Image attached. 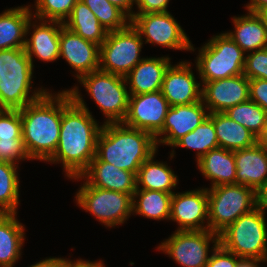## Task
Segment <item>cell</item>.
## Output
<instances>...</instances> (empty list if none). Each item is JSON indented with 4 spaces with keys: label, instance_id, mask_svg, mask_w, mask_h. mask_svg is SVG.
Listing matches in <instances>:
<instances>
[{
    "label": "cell",
    "instance_id": "cell-45",
    "mask_svg": "<svg viewBox=\"0 0 267 267\" xmlns=\"http://www.w3.org/2000/svg\"><path fill=\"white\" fill-rule=\"evenodd\" d=\"M29 267H64V258L49 257Z\"/></svg>",
    "mask_w": 267,
    "mask_h": 267
},
{
    "label": "cell",
    "instance_id": "cell-18",
    "mask_svg": "<svg viewBox=\"0 0 267 267\" xmlns=\"http://www.w3.org/2000/svg\"><path fill=\"white\" fill-rule=\"evenodd\" d=\"M60 53L75 70L77 80L88 73L99 70L100 46L83 39L64 25L60 31Z\"/></svg>",
    "mask_w": 267,
    "mask_h": 267
},
{
    "label": "cell",
    "instance_id": "cell-2",
    "mask_svg": "<svg viewBox=\"0 0 267 267\" xmlns=\"http://www.w3.org/2000/svg\"><path fill=\"white\" fill-rule=\"evenodd\" d=\"M22 139L31 160L48 161L59 143L62 120V92L47 91L20 109Z\"/></svg>",
    "mask_w": 267,
    "mask_h": 267
},
{
    "label": "cell",
    "instance_id": "cell-46",
    "mask_svg": "<svg viewBox=\"0 0 267 267\" xmlns=\"http://www.w3.org/2000/svg\"><path fill=\"white\" fill-rule=\"evenodd\" d=\"M248 12L259 13L263 8L267 7V0H250L246 6Z\"/></svg>",
    "mask_w": 267,
    "mask_h": 267
},
{
    "label": "cell",
    "instance_id": "cell-1",
    "mask_svg": "<svg viewBox=\"0 0 267 267\" xmlns=\"http://www.w3.org/2000/svg\"><path fill=\"white\" fill-rule=\"evenodd\" d=\"M79 93V87L62 91V120L59 143L47 161L62 163L68 178L79 176L96 156L99 126Z\"/></svg>",
    "mask_w": 267,
    "mask_h": 267
},
{
    "label": "cell",
    "instance_id": "cell-49",
    "mask_svg": "<svg viewBox=\"0 0 267 267\" xmlns=\"http://www.w3.org/2000/svg\"><path fill=\"white\" fill-rule=\"evenodd\" d=\"M258 15L262 18L264 24L267 27V7L263 8Z\"/></svg>",
    "mask_w": 267,
    "mask_h": 267
},
{
    "label": "cell",
    "instance_id": "cell-42",
    "mask_svg": "<svg viewBox=\"0 0 267 267\" xmlns=\"http://www.w3.org/2000/svg\"><path fill=\"white\" fill-rule=\"evenodd\" d=\"M256 208L265 215L267 210V183L255 191Z\"/></svg>",
    "mask_w": 267,
    "mask_h": 267
},
{
    "label": "cell",
    "instance_id": "cell-40",
    "mask_svg": "<svg viewBox=\"0 0 267 267\" xmlns=\"http://www.w3.org/2000/svg\"><path fill=\"white\" fill-rule=\"evenodd\" d=\"M249 100L258 104L267 112V80H249Z\"/></svg>",
    "mask_w": 267,
    "mask_h": 267
},
{
    "label": "cell",
    "instance_id": "cell-30",
    "mask_svg": "<svg viewBox=\"0 0 267 267\" xmlns=\"http://www.w3.org/2000/svg\"><path fill=\"white\" fill-rule=\"evenodd\" d=\"M172 195L163 191L136 189L133 194L132 213L153 220H169Z\"/></svg>",
    "mask_w": 267,
    "mask_h": 267
},
{
    "label": "cell",
    "instance_id": "cell-10",
    "mask_svg": "<svg viewBox=\"0 0 267 267\" xmlns=\"http://www.w3.org/2000/svg\"><path fill=\"white\" fill-rule=\"evenodd\" d=\"M82 185L75 197L78 206L106 227L119 226L133 215V197L130 194L101 189L86 182Z\"/></svg>",
    "mask_w": 267,
    "mask_h": 267
},
{
    "label": "cell",
    "instance_id": "cell-35",
    "mask_svg": "<svg viewBox=\"0 0 267 267\" xmlns=\"http://www.w3.org/2000/svg\"><path fill=\"white\" fill-rule=\"evenodd\" d=\"M33 19L64 23L78 0H35Z\"/></svg>",
    "mask_w": 267,
    "mask_h": 267
},
{
    "label": "cell",
    "instance_id": "cell-26",
    "mask_svg": "<svg viewBox=\"0 0 267 267\" xmlns=\"http://www.w3.org/2000/svg\"><path fill=\"white\" fill-rule=\"evenodd\" d=\"M16 213L0 214V267H13L21 257L25 228Z\"/></svg>",
    "mask_w": 267,
    "mask_h": 267
},
{
    "label": "cell",
    "instance_id": "cell-9",
    "mask_svg": "<svg viewBox=\"0 0 267 267\" xmlns=\"http://www.w3.org/2000/svg\"><path fill=\"white\" fill-rule=\"evenodd\" d=\"M143 39L131 23L124 29L109 31L100 46L99 70L125 77L143 59Z\"/></svg>",
    "mask_w": 267,
    "mask_h": 267
},
{
    "label": "cell",
    "instance_id": "cell-38",
    "mask_svg": "<svg viewBox=\"0 0 267 267\" xmlns=\"http://www.w3.org/2000/svg\"><path fill=\"white\" fill-rule=\"evenodd\" d=\"M30 160L23 139H0V162L18 166L21 160ZM17 163V164H16Z\"/></svg>",
    "mask_w": 267,
    "mask_h": 267
},
{
    "label": "cell",
    "instance_id": "cell-29",
    "mask_svg": "<svg viewBox=\"0 0 267 267\" xmlns=\"http://www.w3.org/2000/svg\"><path fill=\"white\" fill-rule=\"evenodd\" d=\"M64 26L83 39L93 42L98 46L102 45L108 33L100 24L96 15L82 0L76 2L71 15L64 22Z\"/></svg>",
    "mask_w": 267,
    "mask_h": 267
},
{
    "label": "cell",
    "instance_id": "cell-19",
    "mask_svg": "<svg viewBox=\"0 0 267 267\" xmlns=\"http://www.w3.org/2000/svg\"><path fill=\"white\" fill-rule=\"evenodd\" d=\"M71 179L84 181L91 186L130 194L133 197L137 189L136 174L119 169L103 161H91L89 166L79 175Z\"/></svg>",
    "mask_w": 267,
    "mask_h": 267
},
{
    "label": "cell",
    "instance_id": "cell-5",
    "mask_svg": "<svg viewBox=\"0 0 267 267\" xmlns=\"http://www.w3.org/2000/svg\"><path fill=\"white\" fill-rule=\"evenodd\" d=\"M266 227L265 215L254 208L219 234V244L240 258H256L267 262Z\"/></svg>",
    "mask_w": 267,
    "mask_h": 267
},
{
    "label": "cell",
    "instance_id": "cell-31",
    "mask_svg": "<svg viewBox=\"0 0 267 267\" xmlns=\"http://www.w3.org/2000/svg\"><path fill=\"white\" fill-rule=\"evenodd\" d=\"M173 147H184L194 149L195 151L197 150V161L208 151L218 148V139L213 124V113H210L195 130L189 132L178 140L172 148Z\"/></svg>",
    "mask_w": 267,
    "mask_h": 267
},
{
    "label": "cell",
    "instance_id": "cell-44",
    "mask_svg": "<svg viewBox=\"0 0 267 267\" xmlns=\"http://www.w3.org/2000/svg\"><path fill=\"white\" fill-rule=\"evenodd\" d=\"M64 267H105L104 263L100 261H85L83 259H79L77 261H70L66 258L64 259Z\"/></svg>",
    "mask_w": 267,
    "mask_h": 267
},
{
    "label": "cell",
    "instance_id": "cell-39",
    "mask_svg": "<svg viewBox=\"0 0 267 267\" xmlns=\"http://www.w3.org/2000/svg\"><path fill=\"white\" fill-rule=\"evenodd\" d=\"M212 254L206 267H237L240 257L225 250L220 244H213Z\"/></svg>",
    "mask_w": 267,
    "mask_h": 267
},
{
    "label": "cell",
    "instance_id": "cell-32",
    "mask_svg": "<svg viewBox=\"0 0 267 267\" xmlns=\"http://www.w3.org/2000/svg\"><path fill=\"white\" fill-rule=\"evenodd\" d=\"M18 166L0 162V213H16L19 205Z\"/></svg>",
    "mask_w": 267,
    "mask_h": 267
},
{
    "label": "cell",
    "instance_id": "cell-12",
    "mask_svg": "<svg viewBox=\"0 0 267 267\" xmlns=\"http://www.w3.org/2000/svg\"><path fill=\"white\" fill-rule=\"evenodd\" d=\"M145 43L165 48L194 51V47L174 16L168 12L133 14L130 22Z\"/></svg>",
    "mask_w": 267,
    "mask_h": 267
},
{
    "label": "cell",
    "instance_id": "cell-17",
    "mask_svg": "<svg viewBox=\"0 0 267 267\" xmlns=\"http://www.w3.org/2000/svg\"><path fill=\"white\" fill-rule=\"evenodd\" d=\"M190 62L182 61L170 65L166 70L162 94L170 106L188 105L202 100V86L196 81Z\"/></svg>",
    "mask_w": 267,
    "mask_h": 267
},
{
    "label": "cell",
    "instance_id": "cell-23",
    "mask_svg": "<svg viewBox=\"0 0 267 267\" xmlns=\"http://www.w3.org/2000/svg\"><path fill=\"white\" fill-rule=\"evenodd\" d=\"M196 162L202 175L211 180V188L222 184H236L234 151L218 147L208 151Z\"/></svg>",
    "mask_w": 267,
    "mask_h": 267
},
{
    "label": "cell",
    "instance_id": "cell-14",
    "mask_svg": "<svg viewBox=\"0 0 267 267\" xmlns=\"http://www.w3.org/2000/svg\"><path fill=\"white\" fill-rule=\"evenodd\" d=\"M169 220L178 223L177 231L209 230L207 188L174 192ZM205 220L207 224L204 226Z\"/></svg>",
    "mask_w": 267,
    "mask_h": 267
},
{
    "label": "cell",
    "instance_id": "cell-33",
    "mask_svg": "<svg viewBox=\"0 0 267 267\" xmlns=\"http://www.w3.org/2000/svg\"><path fill=\"white\" fill-rule=\"evenodd\" d=\"M224 113L255 137L262 132L267 120V112L251 100L230 107Z\"/></svg>",
    "mask_w": 267,
    "mask_h": 267
},
{
    "label": "cell",
    "instance_id": "cell-36",
    "mask_svg": "<svg viewBox=\"0 0 267 267\" xmlns=\"http://www.w3.org/2000/svg\"><path fill=\"white\" fill-rule=\"evenodd\" d=\"M243 74L249 79L267 80V48L247 53Z\"/></svg>",
    "mask_w": 267,
    "mask_h": 267
},
{
    "label": "cell",
    "instance_id": "cell-15",
    "mask_svg": "<svg viewBox=\"0 0 267 267\" xmlns=\"http://www.w3.org/2000/svg\"><path fill=\"white\" fill-rule=\"evenodd\" d=\"M208 115L202 100L188 105L170 106L162 129L154 136L157 147L159 144L173 146L183 136L195 130Z\"/></svg>",
    "mask_w": 267,
    "mask_h": 267
},
{
    "label": "cell",
    "instance_id": "cell-4",
    "mask_svg": "<svg viewBox=\"0 0 267 267\" xmlns=\"http://www.w3.org/2000/svg\"><path fill=\"white\" fill-rule=\"evenodd\" d=\"M33 68L25 48L0 50V109L20 110L47 92L38 88L29 96Z\"/></svg>",
    "mask_w": 267,
    "mask_h": 267
},
{
    "label": "cell",
    "instance_id": "cell-34",
    "mask_svg": "<svg viewBox=\"0 0 267 267\" xmlns=\"http://www.w3.org/2000/svg\"><path fill=\"white\" fill-rule=\"evenodd\" d=\"M96 15L100 24L109 32L126 28L131 19L107 0H82Z\"/></svg>",
    "mask_w": 267,
    "mask_h": 267
},
{
    "label": "cell",
    "instance_id": "cell-43",
    "mask_svg": "<svg viewBox=\"0 0 267 267\" xmlns=\"http://www.w3.org/2000/svg\"><path fill=\"white\" fill-rule=\"evenodd\" d=\"M117 8L121 9L130 19L132 18L133 5L135 4V0H107Z\"/></svg>",
    "mask_w": 267,
    "mask_h": 267
},
{
    "label": "cell",
    "instance_id": "cell-41",
    "mask_svg": "<svg viewBox=\"0 0 267 267\" xmlns=\"http://www.w3.org/2000/svg\"><path fill=\"white\" fill-rule=\"evenodd\" d=\"M170 0H135L138 8L134 14H145L155 12H168L167 7Z\"/></svg>",
    "mask_w": 267,
    "mask_h": 267
},
{
    "label": "cell",
    "instance_id": "cell-22",
    "mask_svg": "<svg viewBox=\"0 0 267 267\" xmlns=\"http://www.w3.org/2000/svg\"><path fill=\"white\" fill-rule=\"evenodd\" d=\"M236 184L249 186L255 191L267 183V152L257 143L234 151Z\"/></svg>",
    "mask_w": 267,
    "mask_h": 267
},
{
    "label": "cell",
    "instance_id": "cell-25",
    "mask_svg": "<svg viewBox=\"0 0 267 267\" xmlns=\"http://www.w3.org/2000/svg\"><path fill=\"white\" fill-rule=\"evenodd\" d=\"M234 31L226 32L246 53L267 48V27L257 13L233 17Z\"/></svg>",
    "mask_w": 267,
    "mask_h": 267
},
{
    "label": "cell",
    "instance_id": "cell-28",
    "mask_svg": "<svg viewBox=\"0 0 267 267\" xmlns=\"http://www.w3.org/2000/svg\"><path fill=\"white\" fill-rule=\"evenodd\" d=\"M153 153L139 168L136 175L137 189L163 191L173 194V188L177 186L178 176L164 162L155 161ZM141 185V187H140Z\"/></svg>",
    "mask_w": 267,
    "mask_h": 267
},
{
    "label": "cell",
    "instance_id": "cell-20",
    "mask_svg": "<svg viewBox=\"0 0 267 267\" xmlns=\"http://www.w3.org/2000/svg\"><path fill=\"white\" fill-rule=\"evenodd\" d=\"M32 19L28 22L26 34H29L30 27L34 29L32 31L30 38L26 37L25 42V51L27 56L30 58V61L33 65V55L37 59L54 62L58 60L60 53V31L64 23L58 21H40L37 23V19L31 23ZM37 23V24H36Z\"/></svg>",
    "mask_w": 267,
    "mask_h": 267
},
{
    "label": "cell",
    "instance_id": "cell-21",
    "mask_svg": "<svg viewBox=\"0 0 267 267\" xmlns=\"http://www.w3.org/2000/svg\"><path fill=\"white\" fill-rule=\"evenodd\" d=\"M170 58H143L126 76L129 95H140L160 91Z\"/></svg>",
    "mask_w": 267,
    "mask_h": 267
},
{
    "label": "cell",
    "instance_id": "cell-48",
    "mask_svg": "<svg viewBox=\"0 0 267 267\" xmlns=\"http://www.w3.org/2000/svg\"><path fill=\"white\" fill-rule=\"evenodd\" d=\"M256 143L267 152V120L262 132L256 138Z\"/></svg>",
    "mask_w": 267,
    "mask_h": 267
},
{
    "label": "cell",
    "instance_id": "cell-7",
    "mask_svg": "<svg viewBox=\"0 0 267 267\" xmlns=\"http://www.w3.org/2000/svg\"><path fill=\"white\" fill-rule=\"evenodd\" d=\"M209 230L220 234L241 215L256 208L255 190L239 184L207 188Z\"/></svg>",
    "mask_w": 267,
    "mask_h": 267
},
{
    "label": "cell",
    "instance_id": "cell-11",
    "mask_svg": "<svg viewBox=\"0 0 267 267\" xmlns=\"http://www.w3.org/2000/svg\"><path fill=\"white\" fill-rule=\"evenodd\" d=\"M210 242L219 244V235L210 231H177L157 248L182 267H206Z\"/></svg>",
    "mask_w": 267,
    "mask_h": 267
},
{
    "label": "cell",
    "instance_id": "cell-37",
    "mask_svg": "<svg viewBox=\"0 0 267 267\" xmlns=\"http://www.w3.org/2000/svg\"><path fill=\"white\" fill-rule=\"evenodd\" d=\"M0 139H22L19 110L0 109Z\"/></svg>",
    "mask_w": 267,
    "mask_h": 267
},
{
    "label": "cell",
    "instance_id": "cell-13",
    "mask_svg": "<svg viewBox=\"0 0 267 267\" xmlns=\"http://www.w3.org/2000/svg\"><path fill=\"white\" fill-rule=\"evenodd\" d=\"M170 105L162 91L130 95L125 126L147 131L155 136L163 127Z\"/></svg>",
    "mask_w": 267,
    "mask_h": 267
},
{
    "label": "cell",
    "instance_id": "cell-24",
    "mask_svg": "<svg viewBox=\"0 0 267 267\" xmlns=\"http://www.w3.org/2000/svg\"><path fill=\"white\" fill-rule=\"evenodd\" d=\"M30 8L18 6L0 14V50L25 47L27 25L33 18Z\"/></svg>",
    "mask_w": 267,
    "mask_h": 267
},
{
    "label": "cell",
    "instance_id": "cell-8",
    "mask_svg": "<svg viewBox=\"0 0 267 267\" xmlns=\"http://www.w3.org/2000/svg\"><path fill=\"white\" fill-rule=\"evenodd\" d=\"M78 81L105 115L104 124L124 121L130 96L125 77L97 70L81 76Z\"/></svg>",
    "mask_w": 267,
    "mask_h": 267
},
{
    "label": "cell",
    "instance_id": "cell-27",
    "mask_svg": "<svg viewBox=\"0 0 267 267\" xmlns=\"http://www.w3.org/2000/svg\"><path fill=\"white\" fill-rule=\"evenodd\" d=\"M213 124L218 146L221 148L235 151L250 148L256 144L257 137L224 112H213Z\"/></svg>",
    "mask_w": 267,
    "mask_h": 267
},
{
    "label": "cell",
    "instance_id": "cell-47",
    "mask_svg": "<svg viewBox=\"0 0 267 267\" xmlns=\"http://www.w3.org/2000/svg\"><path fill=\"white\" fill-rule=\"evenodd\" d=\"M263 263L266 261H262L256 258H240L238 260L237 267H259V263Z\"/></svg>",
    "mask_w": 267,
    "mask_h": 267
},
{
    "label": "cell",
    "instance_id": "cell-16",
    "mask_svg": "<svg viewBox=\"0 0 267 267\" xmlns=\"http://www.w3.org/2000/svg\"><path fill=\"white\" fill-rule=\"evenodd\" d=\"M249 100V79L237 75L205 82L202 85V101L210 113L225 112L228 108Z\"/></svg>",
    "mask_w": 267,
    "mask_h": 267
},
{
    "label": "cell",
    "instance_id": "cell-6",
    "mask_svg": "<svg viewBox=\"0 0 267 267\" xmlns=\"http://www.w3.org/2000/svg\"><path fill=\"white\" fill-rule=\"evenodd\" d=\"M208 41L200 48L195 59L202 85L243 74L245 52L226 32L213 36Z\"/></svg>",
    "mask_w": 267,
    "mask_h": 267
},
{
    "label": "cell",
    "instance_id": "cell-3",
    "mask_svg": "<svg viewBox=\"0 0 267 267\" xmlns=\"http://www.w3.org/2000/svg\"><path fill=\"white\" fill-rule=\"evenodd\" d=\"M155 137L123 123L102 125L92 161H103L137 175L141 165L157 150Z\"/></svg>",
    "mask_w": 267,
    "mask_h": 267
}]
</instances>
